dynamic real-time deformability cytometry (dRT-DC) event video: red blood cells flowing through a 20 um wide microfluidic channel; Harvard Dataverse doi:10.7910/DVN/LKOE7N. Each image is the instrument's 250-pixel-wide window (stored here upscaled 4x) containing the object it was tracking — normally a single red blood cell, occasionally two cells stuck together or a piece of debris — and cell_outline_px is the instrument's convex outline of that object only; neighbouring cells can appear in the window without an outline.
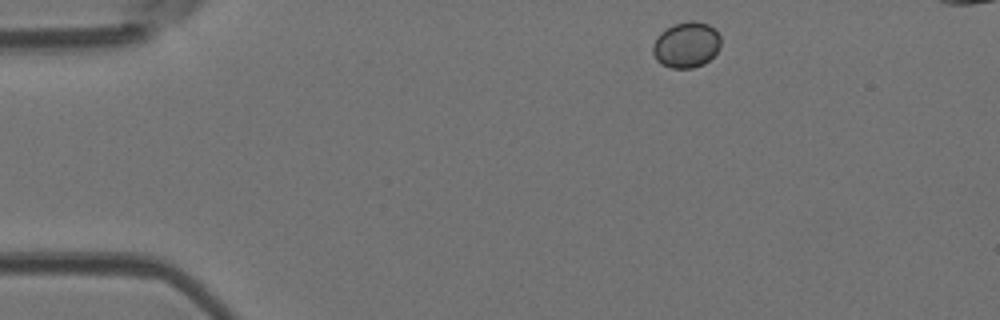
{"species": "Egyptian fruit bat (a non-hibernating species)", "species_latin": "Rousettus aegyptiacus", "temperature_condition": "room temperature", "stored_images_in_passage": 4, "camera_frame_rate_fps": 3000, "um_per_image_px": 0.085, "animal": {"sex": "female"}, "frame": {"image": 1, "passage_image": 1, "time_ms": 0.0, "image_size_px": [1000, 320], "cell_outline_px": [[720, 48], [704, 64], [692, 68], [672, 68], [660, 64], [656, 60], [652, 52], [652, 44], [656, 36], [660, 32], [676, 24], [692, 20], [696, 20], [708, 24], [720, 36]], "centroid_in_image_um": [58.31, 3.82], "position_along_channel_um": 26.7, "area_um2": 18.15}}